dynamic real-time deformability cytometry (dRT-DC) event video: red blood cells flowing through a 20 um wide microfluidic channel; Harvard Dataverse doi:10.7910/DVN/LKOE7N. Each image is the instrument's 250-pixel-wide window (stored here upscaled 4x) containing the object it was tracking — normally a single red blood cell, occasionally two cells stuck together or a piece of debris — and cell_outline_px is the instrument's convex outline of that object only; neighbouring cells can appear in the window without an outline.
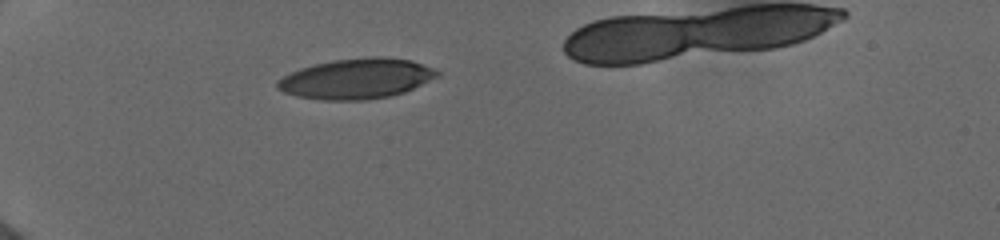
{"species": "human", "species_latin": "Homo sapiens", "temperature_condition": "cold", "stored_images_in_passage": 9, "camera_frame_rate_fps": 3000, "um_per_image_px": 0.085, "donor": {"sex": "female"}, "frame": {"image": 1, "passage_image": 1, "time_ms": 0.0, "image_size_px": [1000, 240], "cell_outline_px": [[440, 72], [436, 76], [404, 92], [388, 96], [368, 100], [324, 100], [296, 96], [284, 92], [276, 88], [276, 80], [300, 68], [332, 60], [368, 56], [384, 56], [412, 60], [436, 68]], "centroid_in_image_um": [30.29, 6.67], "position_along_channel_um": 54.7, "area_um2": 37.51}}
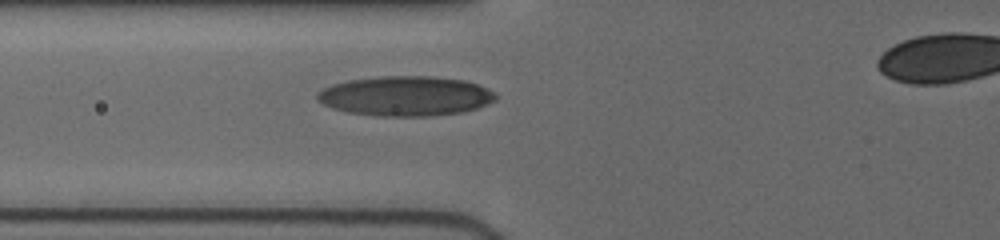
{"frame": {"image": 2, "passage_image": 6, "time_ms": 1.667, "image_size_px": [1000, 240], "cell_outline_px": [[496, 100], [488, 104], [476, 108], [460, 112], [432, 116], [380, 116], [348, 112], [332, 108], [316, 100], [316, 92], [332, 84], [348, 80], [384, 76], [432, 76], [464, 80], [476, 84], [496, 92]], "centroid_in_image_um": [34.46, 8.16], "position_along_channel_um": 91.3, "area_um2": 41.38}}